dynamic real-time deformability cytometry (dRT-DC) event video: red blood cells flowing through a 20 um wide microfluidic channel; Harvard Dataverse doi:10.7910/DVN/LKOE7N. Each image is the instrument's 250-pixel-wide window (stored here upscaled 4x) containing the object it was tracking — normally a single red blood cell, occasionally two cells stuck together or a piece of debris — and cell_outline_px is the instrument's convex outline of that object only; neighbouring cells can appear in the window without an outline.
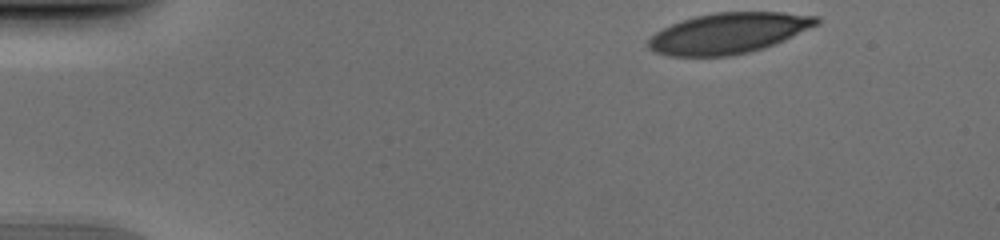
{"species": "human", "species_latin": "Homo sapiens", "temperature_condition": "cold", "stored_images_in_passage": 38, "camera_frame_rate_fps": 3000, "um_per_image_px": 0.085, "donor": {"sex": "male"}, "frame": {"image": 1, "passage_image": 1, "time_ms": 0.0, "image_size_px": [1000, 240], "cell_outline_px": [[820, 24], [776, 44], [752, 52], [732, 56], [668, 56], [656, 52], [648, 48], [648, 40], [656, 32], [672, 24], [696, 16], [716, 12], [784, 12], [820, 16]], "centroid_in_image_um": [61.99, 2.82], "position_along_channel_um": 23.0, "area_um2": 40.06}}
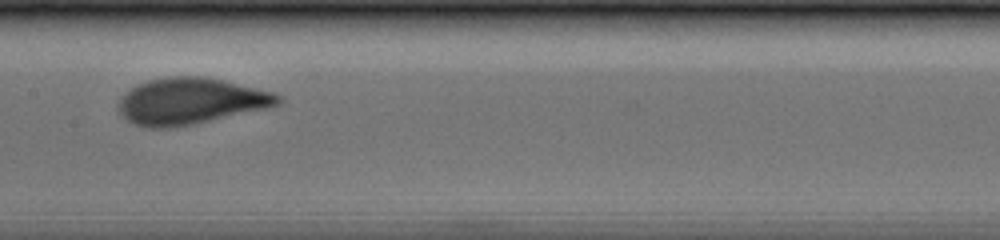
{"frame": {"image": 2, "passage_image": 21, "time_ms": 6.667, "image_size_px": [1000, 240], "cell_outline_px": [[284, 100], [280, 104], [268, 108], [192, 124], [168, 128], [144, 128], [132, 124], [124, 120], [116, 108], [116, 104], [120, 96], [124, 92], [136, 84], [148, 80], [168, 76], [204, 76], [224, 80], [272, 92], [280, 96]], "centroid_in_image_um": [16.12, 8.6], "position_along_channel_um": 191.3, "area_um2": 43.7}}
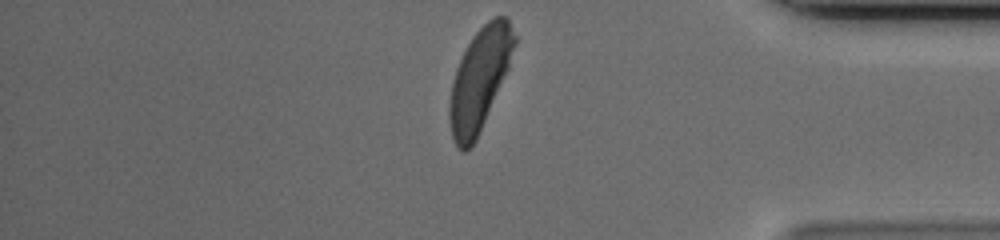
{"frame": {"image": 3, "passage_image": 38, "time_ms": 12.333, "image_size_px": [1000, 240], "cell_outline_px": [[516, 44], [508, 68], [476, 140], [472, 148], [464, 152], [456, 148], [452, 136], [448, 116], [448, 104], [452, 84], [456, 68], [472, 36], [488, 20], [496, 16], [508, 16], [516, 36]], "centroid_in_image_um": [40.75, 6.75], "position_along_channel_um": 394.4, "area_um2": 38.44}}